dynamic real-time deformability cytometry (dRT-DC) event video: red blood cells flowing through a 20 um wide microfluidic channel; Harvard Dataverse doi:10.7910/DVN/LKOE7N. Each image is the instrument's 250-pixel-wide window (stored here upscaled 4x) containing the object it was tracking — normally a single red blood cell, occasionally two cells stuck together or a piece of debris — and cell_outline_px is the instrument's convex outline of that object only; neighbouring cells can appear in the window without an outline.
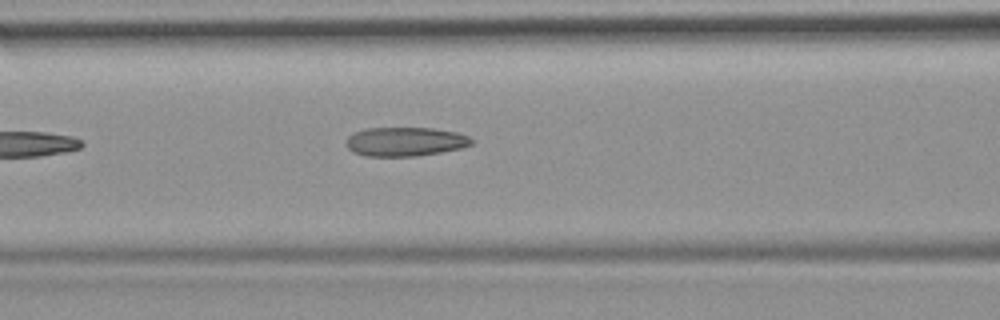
{"species": "common noctule bat (a hibernating species)", "species_latin": "Nyctalus noctula", "temperature_condition": "room temperature", "stored_images_in_passage": 6, "camera_frame_rate_fps": 3000, "um_per_image_px": 0.085, "animal": {"sex": "female", "body_mass_g": 19.9}, "frame": {"image": 1, "passage_image": 6, "time_ms": 6.0, "image_size_px": [1000, 320], "cell_outline_px": [[476, 140], [472, 144], [460, 148], [440, 152], [416, 156], [364, 156], [352, 152], [348, 148], [348, 136], [356, 132], [368, 128], [432, 128], [456, 132], [468, 136]], "centroid_in_image_um": [34.47, 12.04], "position_along_channel_um": 132.1, "area_um2": 21.1}}